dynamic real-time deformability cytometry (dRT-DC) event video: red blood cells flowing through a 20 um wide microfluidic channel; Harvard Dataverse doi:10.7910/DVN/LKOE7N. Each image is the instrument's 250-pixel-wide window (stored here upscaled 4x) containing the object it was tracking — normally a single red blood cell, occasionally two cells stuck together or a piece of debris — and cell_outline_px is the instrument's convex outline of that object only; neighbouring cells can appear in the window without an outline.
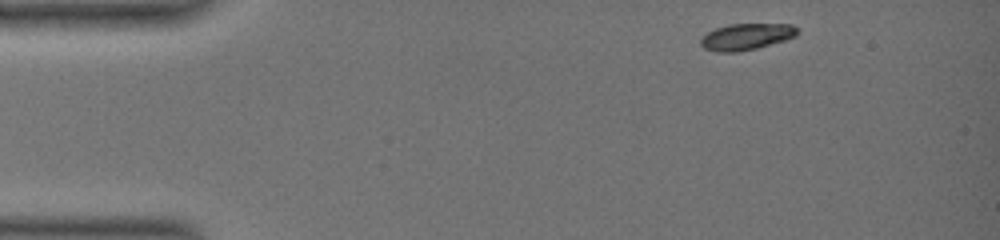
{"species": "common noctule bat (a hibernating species)", "species_latin": "Nyctalus noctula", "temperature_condition": "warm", "stored_images_in_passage": 47, "camera_frame_rate_fps": 3000, "um_per_image_px": 0.085, "animal": {"sex": "female", "body_mass_g": 19.0, "forearm_length_mm": 51.5}, "frame": {"image": 1, "passage_image": 1, "time_ms": 0.0, "image_size_px": [1000, 240], "cell_outline_px": [[800, 32], [796, 36], [784, 40], [756, 48], [736, 52], [716, 52], [704, 48], [700, 44], [700, 40], [708, 32], [716, 28], [728, 24], [792, 24]], "centroid_in_image_um": [63.44, 3.11], "position_along_channel_um": 21.6, "area_um2": 14.8}}
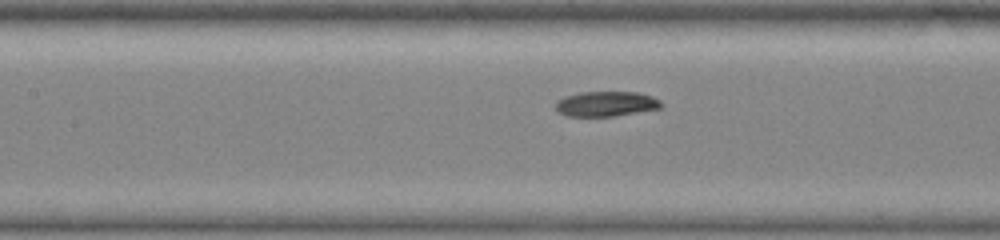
{"frame": {"image": 2, "passage_image": 20, "time_ms": 6.333, "image_size_px": [1000, 240], "cell_outline_px": [[664, 108], [616, 116], [564, 116], [556, 112], [556, 100], [564, 96], [580, 92], [636, 92], [652, 96], [660, 100], [664, 104]], "centroid_in_image_um": [51.53, 8.83], "position_along_channel_um": 155.9, "area_um2": 15.78}}
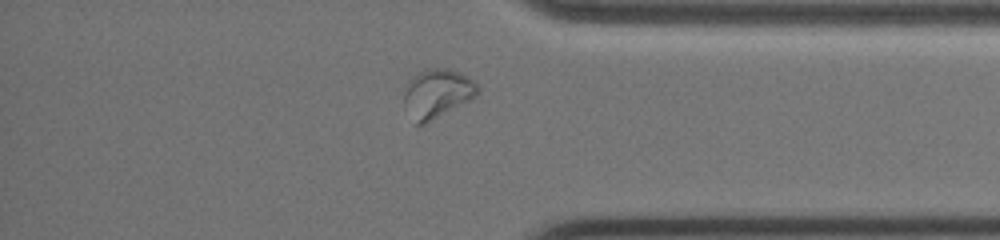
{"frame": {"image": 3, "passage_image": 41, "time_ms": 13.333, "image_size_px": [1000, 240], "cell_outline_px": [[480, 92], [472, 100], [424, 124], [412, 124], [404, 104], [404, 84], [408, 76], [424, 68], [448, 68], [460, 72], [468, 76], [480, 84]], "centroid_in_image_um": [37.14, 7.92], "position_along_channel_um": 398.1, "area_um2": 22.02}, "authors_computed_cell_mechanics": {"area_um2": 16.1262, "velocity_mm_per_s": 3.4932, "shape_relaxation_time_tau1_ms": 6.4307, "shape_relaxation_time_tau2_ms": 2.7487, "deformation_change_tau1": 0.1735, "deformation_change_tau2": 0.0492}}